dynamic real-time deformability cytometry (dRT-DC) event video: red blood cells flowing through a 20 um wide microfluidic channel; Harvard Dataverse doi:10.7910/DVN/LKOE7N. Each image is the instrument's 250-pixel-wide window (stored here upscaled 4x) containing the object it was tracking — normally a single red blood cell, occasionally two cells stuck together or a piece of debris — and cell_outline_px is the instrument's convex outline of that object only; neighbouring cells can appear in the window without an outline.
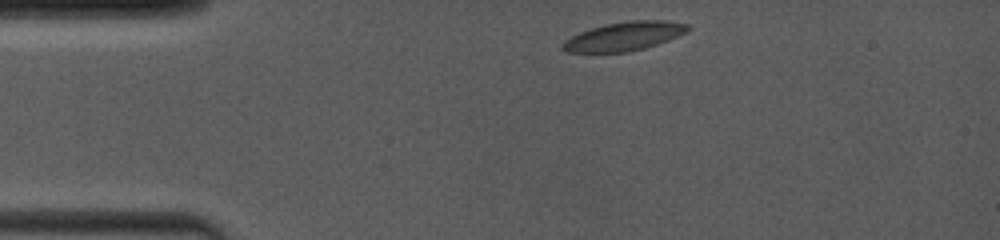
{"species": "common noctule bat (a hibernating species)", "species_latin": "Nyctalus noctula", "temperature_condition": "room temperature", "stored_images_in_passage": 32, "camera_frame_rate_fps": 4000, "um_per_image_px": 0.085, "animal": {"sex": "female", "body_mass_g": 19.0, "forearm_length_mm": 53.3}, "frame": {"image": 1, "passage_image": 1, "time_ms": 0.0, "image_size_px": [1000, 240], "cell_outline_px": [[692, 28], [688, 32], [668, 40], [644, 48], [628, 52], [564, 52], [560, 48], [564, 40], [580, 32], [592, 28], [608, 24], [628, 20], [664, 20], [688, 24]], "centroid_in_image_um": [53.07, 3.08], "position_along_channel_um": 31.9, "area_um2": 20.98}}
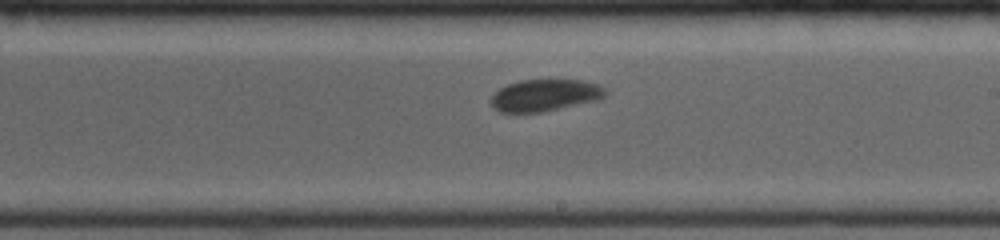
{"frame": {"image": 2, "passage_image": 19, "time_ms": 6.5, "image_size_px": [1000, 240], "cell_outline_px": [[608, 92], [604, 96], [596, 100], [540, 112], [500, 112], [492, 108], [488, 100], [500, 88], [508, 84], [520, 80], [584, 80], [596, 84], [604, 88]], "centroid_in_image_um": [46.26, 8.09], "position_along_channel_um": 242.7, "area_um2": 21.1}}
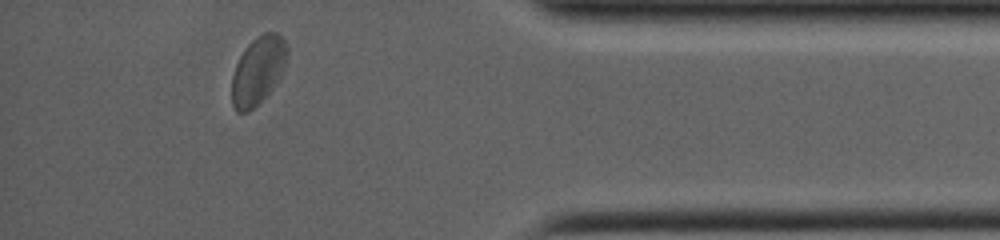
{"frame": {"image": 3, "passage_image": 32, "time_ms": 11.25, "image_size_px": [1000, 240], "cell_outline_px": [[288, 52], [284, 72], [276, 84], [248, 112], [236, 112], [232, 104], [232, 76], [236, 64], [244, 48], [256, 36], [264, 32], [276, 32], [284, 40], [288, 48]], "centroid_in_image_um": [21.94, 5.96], "position_along_channel_um": 413.3, "area_um2": 21.96}, "authors_computed_cell_mechanics": {"area_um2": 21.5016, "velocity_mm_per_s": 3.9861, "shape_relaxation_time_tau1_ms": 2.4001, "shape_relaxation_time_tau2_ms": 1.0272, "deformation_change_tau1": 0.0736, "deformation_change_tau2": 0.0321}}